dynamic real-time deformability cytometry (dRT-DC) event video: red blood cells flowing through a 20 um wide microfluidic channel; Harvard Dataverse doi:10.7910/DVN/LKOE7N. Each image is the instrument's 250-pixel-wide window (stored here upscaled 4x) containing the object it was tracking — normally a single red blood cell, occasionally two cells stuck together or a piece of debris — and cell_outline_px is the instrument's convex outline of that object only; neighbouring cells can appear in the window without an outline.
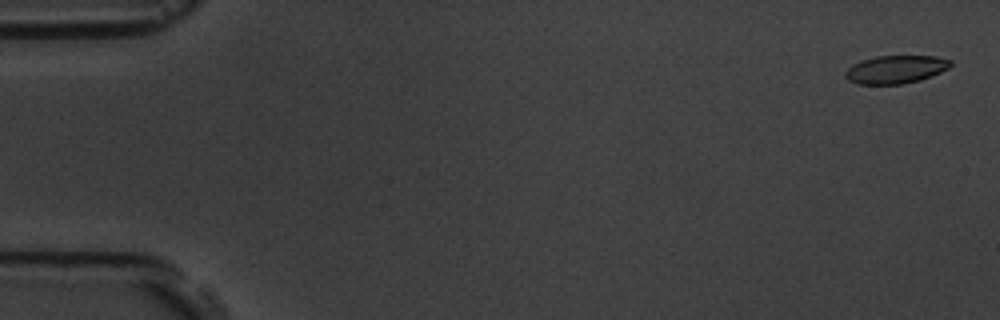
{"species": "common noctule bat (a hibernating species)", "species_latin": "Nyctalus noctula", "temperature_condition": "room temperature", "stored_images_in_passage": 55, "camera_frame_rate_fps": 3000, "um_per_image_px": 0.085, "animal": {"sex": "male", "body_mass_g": 19.5, "forearm_length_mm": 54.6}, "frame": {"image": 1, "passage_image": 2, "time_ms": 0.333, "image_size_px": [1000, 320], "cell_outline_px": [[952, 64], [948, 68], [940, 72], [920, 80], [904, 84], [856, 84], [848, 80], [844, 76], [844, 72], [852, 64], [860, 60], [876, 56], [936, 56], [952, 60]], "centroid_in_image_um": [76.1, 5.9], "position_along_channel_um": 8.9, "area_um2": 17.34}}
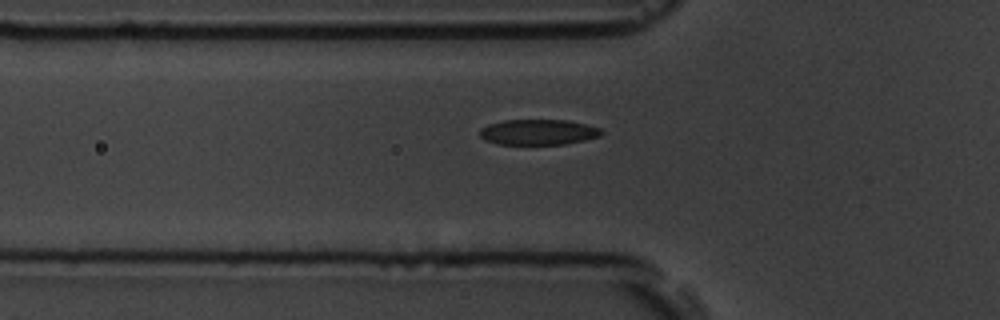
{"frame": {"image": 2, "passage_image": 19, "time_ms": 6.0, "image_size_px": [1000, 320], "cell_outline_px": [[604, 132], [600, 136], [584, 140], [564, 144], [496, 144], [484, 140], [480, 136], [480, 128], [488, 124], [504, 120], [568, 120], [600, 128]], "centroid_in_image_um": [45.73, 11.23], "position_along_channel_um": 80.1, "area_um2": 18.09}}
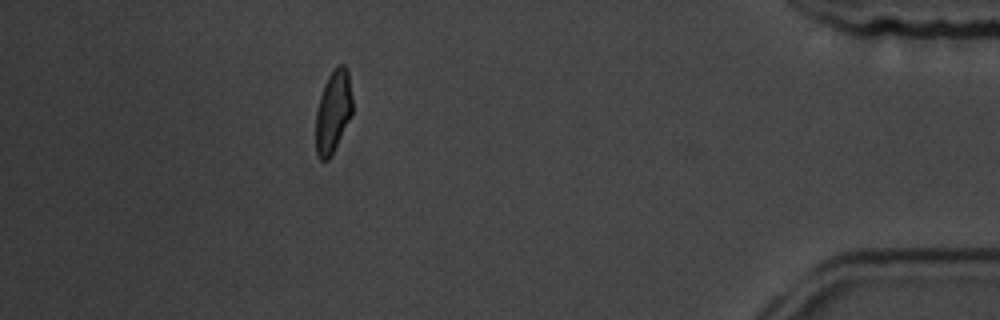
{"frame": {"image": 3, "passage_image": 49, "time_ms": 16.0, "image_size_px": [1000, 320], "cell_outline_px": [[352, 112], [328, 160], [320, 160], [316, 152], [316, 108], [324, 84], [328, 76], [336, 64], [344, 64], [348, 68], [352, 96]], "centroid_in_image_um": [28.31, 9.4], "position_along_channel_um": 406.9, "area_um2": 17.46}, "authors_computed_cell_mechanics": {"area_um2": 18.3804, "velocity_mm_per_s": 3.7726, "shape_relaxation_time_tau1_ms": 2.2991, "shape_relaxation_time_tau2_ms": 1.0556, "deformation_change_tau1": 0.1231, "deformation_change_tau2": 0.068}}